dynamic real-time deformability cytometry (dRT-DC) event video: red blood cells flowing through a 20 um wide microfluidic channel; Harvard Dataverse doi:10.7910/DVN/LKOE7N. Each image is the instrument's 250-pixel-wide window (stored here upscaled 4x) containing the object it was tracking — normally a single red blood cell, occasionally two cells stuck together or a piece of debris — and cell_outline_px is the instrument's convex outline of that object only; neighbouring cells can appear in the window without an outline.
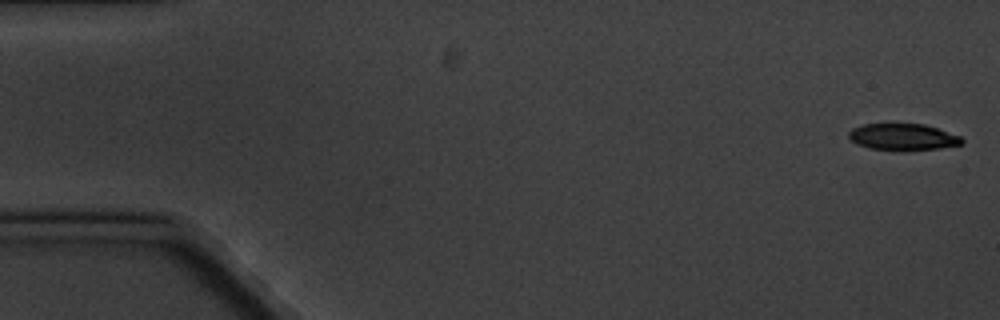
{"species": "common noctule bat (a hibernating species)", "species_latin": "Nyctalus noctula", "temperature_condition": "cold", "stored_images_in_passage": 5, "camera_frame_rate_fps": 3000, "um_per_image_px": 0.085, "animal": {"sex": "male", "body_mass_g": 20.1, "forearm_length_mm": 53.5}, "frame": {"image": 1, "passage_image": 1, "time_ms": 0.0, "image_size_px": [1000, 320], "cell_outline_px": [[964, 144], [940, 148], [904, 152], [868, 148], [856, 144], [848, 136], [848, 132], [852, 128], [864, 124], [924, 124], [960, 136], [964, 140]], "centroid_in_image_um": [76.74, 11.67], "position_along_channel_um": 8.3, "area_um2": 17.86}}
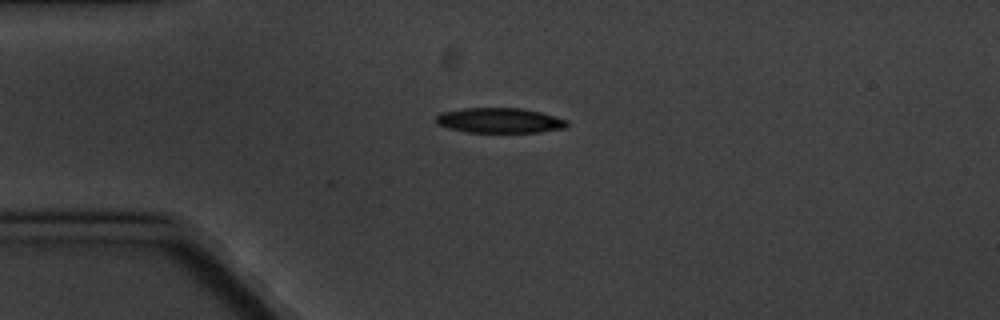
{"frame": {"image": 2, "passage_image": 4, "time_ms": 4.333, "image_size_px": [1000, 320], "cell_outline_px": [[568, 124], [564, 128], [540, 132], [468, 132], [448, 128], [436, 124], [436, 116], [440, 112], [460, 108], [524, 108], [540, 112], [568, 120]], "centroid_in_image_um": [42.44, 10.23], "position_along_channel_um": 42.6, "area_um2": 19.25}}